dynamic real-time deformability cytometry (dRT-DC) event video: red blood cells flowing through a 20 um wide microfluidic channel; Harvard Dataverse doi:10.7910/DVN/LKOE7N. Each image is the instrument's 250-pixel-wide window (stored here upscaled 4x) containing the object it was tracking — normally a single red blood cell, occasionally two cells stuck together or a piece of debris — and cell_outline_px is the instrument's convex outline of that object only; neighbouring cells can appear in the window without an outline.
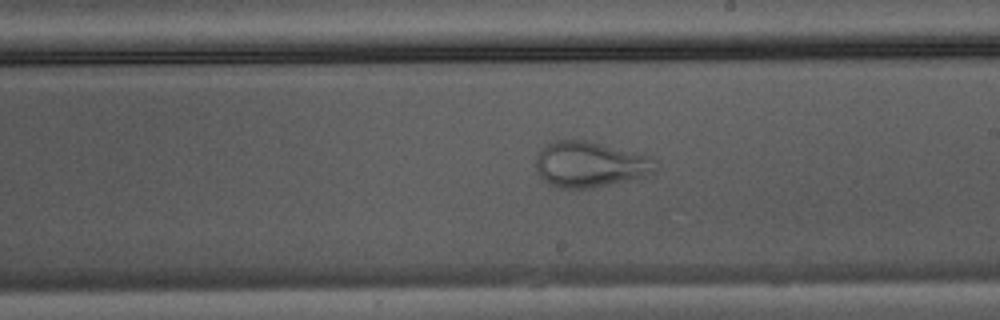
{"species": "Egyptian fruit bat (a non-hibernating species)", "species_latin": "Rousettus aegyptiacus", "temperature_condition": "warm", "stored_images_in_passage": 23, "camera_frame_rate_fps": 3000, "um_per_image_px": 0.085, "animal": {"sex": "male"}, "frame": {"image": 1, "passage_image": 15, "time_ms": 4.667, "image_size_px": [1000, 320], "cell_outline_px": [[656, 172], [644, 176], [592, 188], [556, 188], [548, 184], [536, 172], [536, 156], [540, 148], [556, 140], [588, 140], [652, 156]], "centroid_in_image_um": [50.11, 13.96], "position_along_channel_um": 238.9, "area_um2": 31.96}}